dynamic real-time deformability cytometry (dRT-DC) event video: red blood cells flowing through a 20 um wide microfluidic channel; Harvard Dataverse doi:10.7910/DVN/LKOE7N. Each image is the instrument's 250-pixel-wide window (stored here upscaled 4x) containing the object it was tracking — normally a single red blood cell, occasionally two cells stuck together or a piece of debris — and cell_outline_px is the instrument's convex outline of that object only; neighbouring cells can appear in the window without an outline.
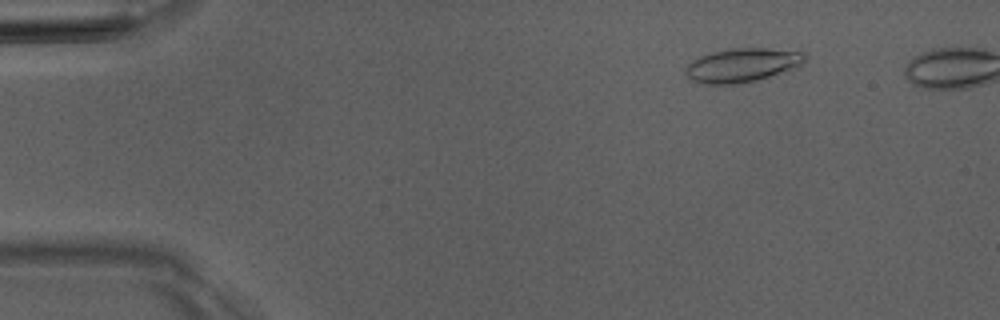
{"species": "Egyptian fruit bat (a non-hibernating species)", "species_latin": "Rousettus aegyptiacus", "temperature_condition": "room temperature", "stored_images_in_passage": 5, "camera_frame_rate_fps": 3000, "um_per_image_px": 0.085, "animal": {"sex": "male"}, "frame": {"image": 1, "passage_image": 1, "time_ms": 0.0, "image_size_px": [1000, 320], "cell_outline_px": [[804, 60], [800, 64], [792, 68], [768, 76], [736, 84], [700, 84], [692, 80], [684, 72], [684, 68], [692, 60], [700, 56], [712, 52], [732, 48], [764, 48], [804, 52]], "centroid_in_image_um": [62.99, 5.53], "position_along_channel_um": 22.0, "area_um2": 23.06}}